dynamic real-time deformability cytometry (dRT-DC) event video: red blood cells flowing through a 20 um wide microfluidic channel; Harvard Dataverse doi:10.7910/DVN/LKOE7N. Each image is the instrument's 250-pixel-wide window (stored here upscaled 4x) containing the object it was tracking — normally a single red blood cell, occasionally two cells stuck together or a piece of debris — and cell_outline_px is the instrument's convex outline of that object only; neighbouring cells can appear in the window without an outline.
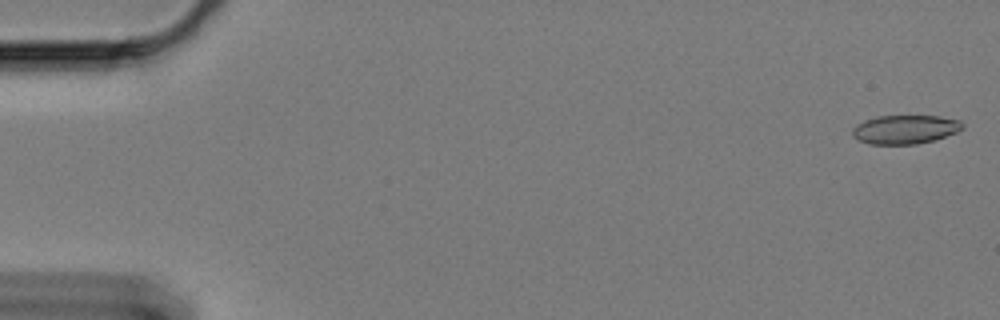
{"species": "Egyptian fruit bat (a non-hibernating species)", "species_latin": "Rousettus aegyptiacus", "temperature_condition": "cold", "stored_images_in_passage": 10, "camera_frame_rate_fps": 3000, "um_per_image_px": 0.085, "animal": {"sex": "female"}, "frame": {"image": 1, "passage_image": 1, "time_ms": 0.0, "image_size_px": [1000, 320], "cell_outline_px": [[964, 128], [956, 132], [932, 140], [916, 144], [868, 144], [856, 140], [852, 136], [852, 128], [856, 124], [864, 120], [876, 116], [940, 116], [960, 120], [964, 124]], "centroid_in_image_um": [76.88, 11.0], "position_along_channel_um": 8.1, "area_um2": 18.61}}